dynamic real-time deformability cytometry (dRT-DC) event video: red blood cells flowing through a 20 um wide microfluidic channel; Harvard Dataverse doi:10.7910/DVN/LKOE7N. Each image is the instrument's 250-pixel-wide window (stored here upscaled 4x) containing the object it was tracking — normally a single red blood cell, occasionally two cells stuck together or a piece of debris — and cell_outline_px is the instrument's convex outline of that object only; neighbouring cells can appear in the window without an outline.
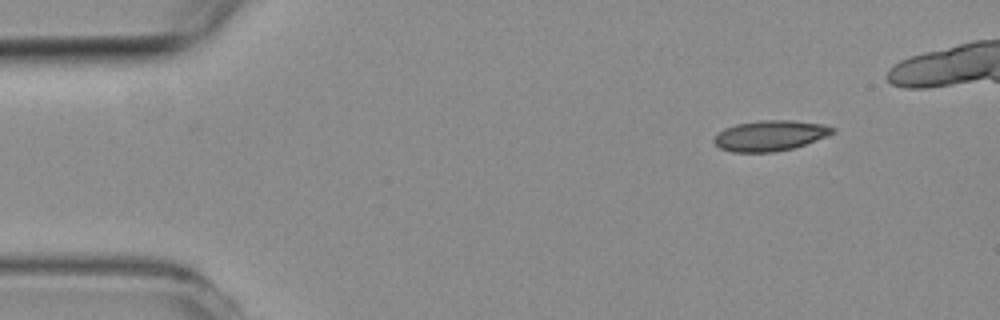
{"species": "common noctule bat (a hibernating species)", "species_latin": "Nyctalus noctula", "temperature_condition": "room temperature", "stored_images_in_passage": 5, "camera_frame_rate_fps": 3000, "um_per_image_px": 0.085, "animal": {"sex": "female", "body_mass_g": 19.3, "forearm_length_mm": 54.1}, "frame": {"image": 1, "passage_image": 5, "time_ms": 5.333, "image_size_px": [1000, 320], "cell_outline_px": [[836, 132], [804, 144], [792, 148], [772, 152], [732, 152], [720, 148], [712, 140], [724, 128], [736, 124], [760, 120], [792, 120], [820, 124], [836, 128]], "centroid_in_image_um": [65.44, 11.52], "position_along_channel_um": 19.6, "area_um2": 20.81}}